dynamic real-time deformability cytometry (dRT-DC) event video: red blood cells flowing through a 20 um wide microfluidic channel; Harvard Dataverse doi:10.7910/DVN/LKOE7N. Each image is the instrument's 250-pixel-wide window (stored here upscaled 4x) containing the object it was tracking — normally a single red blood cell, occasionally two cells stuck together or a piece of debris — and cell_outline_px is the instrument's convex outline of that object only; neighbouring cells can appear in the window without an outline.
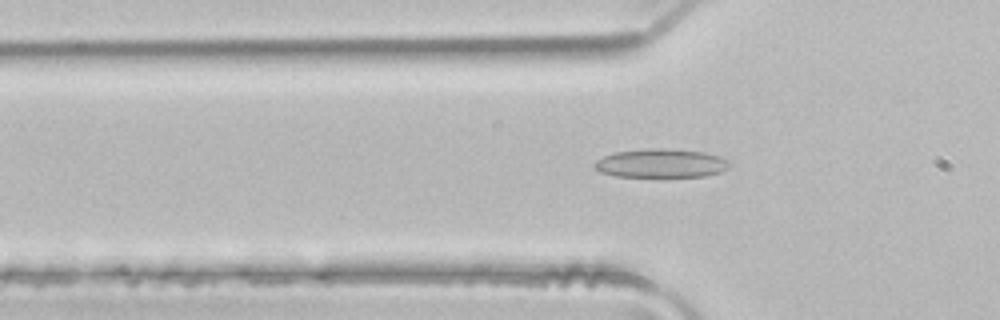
{"species": "common noctule bat (a hibernating species)", "species_latin": "Nyctalus noctula", "temperature_condition": "room temperature", "stored_images_in_passage": 6, "camera_frame_rate_fps": 3000, "um_per_image_px": 0.085, "animal": {"sex": "male", "body_mass_g": 21.5, "forearm_length_mm": 52.0}, "frame": {"image": 1, "passage_image": 6, "time_ms": 1.667, "image_size_px": [1000, 320], "cell_outline_px": [[732, 164], [728, 168], [720, 172], [704, 176], [616, 176], [600, 172], [592, 164], [596, 160], [604, 156], [616, 152], [648, 148], [664, 148], [704, 152], [720, 156], [728, 160]], "centroid_in_image_um": [56.2, 13.87], "position_along_channel_um": 69.6, "area_um2": 22.54}}